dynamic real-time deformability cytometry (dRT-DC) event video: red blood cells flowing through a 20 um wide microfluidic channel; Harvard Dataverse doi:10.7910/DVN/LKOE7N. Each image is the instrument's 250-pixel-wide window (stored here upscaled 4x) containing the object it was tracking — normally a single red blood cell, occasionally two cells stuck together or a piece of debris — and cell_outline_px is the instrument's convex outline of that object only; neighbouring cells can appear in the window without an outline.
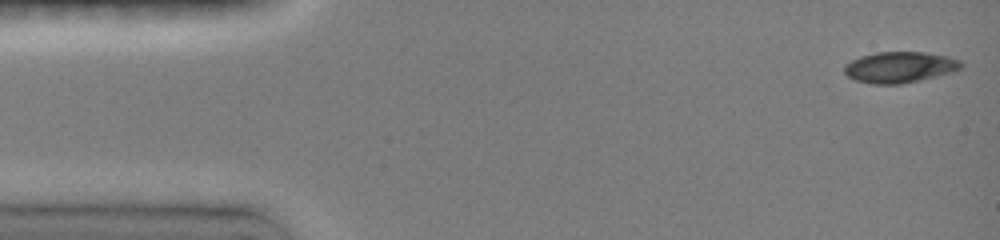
{"species": "common noctule bat (a hibernating species)", "species_latin": "Nyctalus noctula", "temperature_condition": "room temperature", "stored_images_in_passage": 50, "camera_frame_rate_fps": 3000, "um_per_image_px": 0.085, "animal": {"sex": "female", "body_mass_g": 19.0, "forearm_length_mm": 51.5}, "frame": {"image": 1, "passage_image": 1, "time_ms": 0.0, "image_size_px": [1000, 240], "cell_outline_px": [[964, 64], [960, 68], [952, 72], [936, 76], [900, 84], [872, 84], [856, 80], [848, 76], [844, 72], [844, 64], [860, 56], [876, 52], [924, 52], [948, 56], [960, 60]], "centroid_in_image_um": [76.47, 5.7], "position_along_channel_um": 8.5, "area_um2": 21.04}}
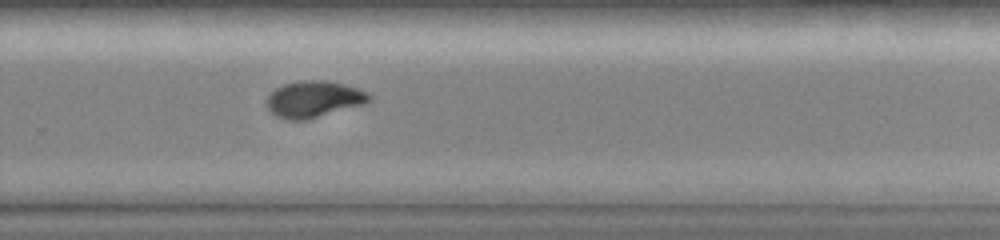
{"frame": {"image": 2, "passage_image": 36, "time_ms": 10.0, "image_size_px": [1000, 240], "cell_outline_px": [[372, 100], [364, 104], [304, 120], [288, 120], [276, 116], [268, 108], [268, 96], [276, 88], [284, 84], [304, 80], [332, 80], [368, 92], [372, 96]], "centroid_in_image_um": [26.71, 8.41], "position_along_channel_um": 303.1, "area_um2": 21.62}}
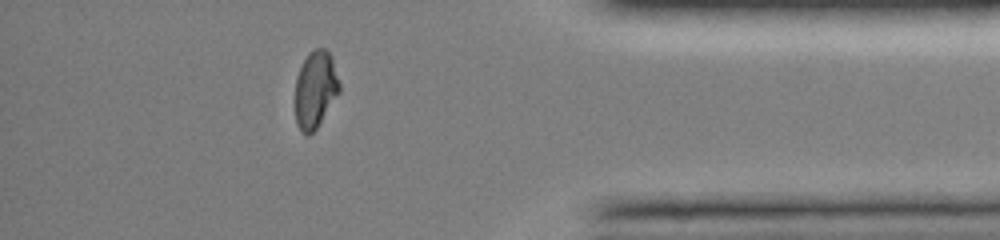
{"frame": {"image": 3, "passage_image": 45, "time_ms": 13.0, "image_size_px": [1000, 240], "cell_outline_px": [[340, 92], [316, 128], [308, 136], [300, 132], [296, 124], [296, 76], [308, 52], [312, 48], [324, 48], [332, 56], [340, 84]], "centroid_in_image_um": [26.81, 7.59], "position_along_channel_um": 408.4, "area_um2": 19.94}, "authors_computed_cell_mechanics": {"area_um2": 21.9351, "velocity_mm_per_s": 4.0942, "shape_relaxation_time_tau1_ms": 9.9681, "shape_relaxation_time_tau2_ms": 1.437, "deformation_change_tau1": 0.317, "deformation_change_tau2": 0.0411}}